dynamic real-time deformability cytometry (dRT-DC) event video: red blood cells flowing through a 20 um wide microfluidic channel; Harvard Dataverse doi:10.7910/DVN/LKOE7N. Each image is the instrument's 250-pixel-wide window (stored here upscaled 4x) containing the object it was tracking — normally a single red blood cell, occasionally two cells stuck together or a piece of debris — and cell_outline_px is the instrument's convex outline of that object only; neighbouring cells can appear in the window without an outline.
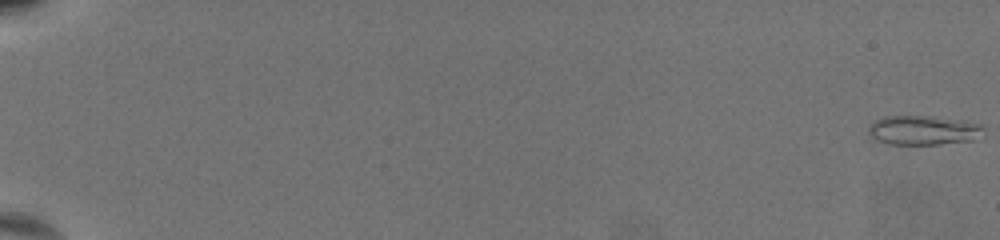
{"species": "common noctule bat (a hibernating species)", "species_latin": "Nyctalus noctula", "temperature_condition": "warm", "stored_images_in_passage": 72, "camera_frame_rate_fps": 3000, "um_per_image_px": 0.085, "animal": {"sex": "female", "body_mass_g": 19.5, "forearm_length_mm": 54.1}, "frame": {"image": 1, "passage_image": 1, "time_ms": 0.0, "image_size_px": [1000, 240], "cell_outline_px": [[984, 136], [972, 140], [940, 144], [888, 144], [876, 140], [868, 132], [868, 128], [876, 120], [884, 116], [932, 116], [968, 120], [984, 124]], "centroid_in_image_um": [78.58, 11.06], "position_along_channel_um": 6.4, "area_um2": 20.06}}
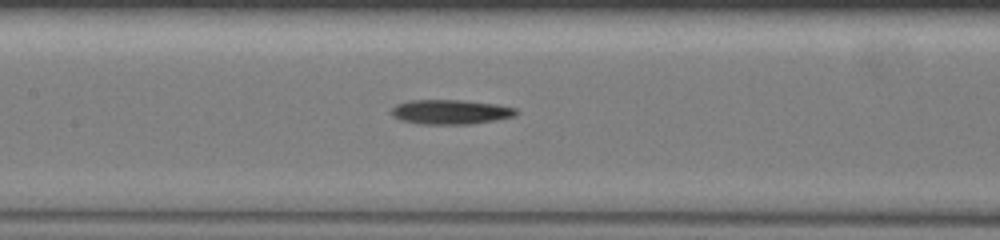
{"frame": {"image": 2, "passage_image": 39, "time_ms": 12.667, "image_size_px": [1000, 240], "cell_outline_px": [[520, 112], [516, 116], [496, 120], [472, 124], [416, 124], [400, 120], [392, 116], [392, 108], [396, 104], [412, 100], [460, 100], [496, 104], [516, 108]], "centroid_in_image_um": [38.32, 9.52], "position_along_channel_um": 169.1, "area_um2": 18.03}}
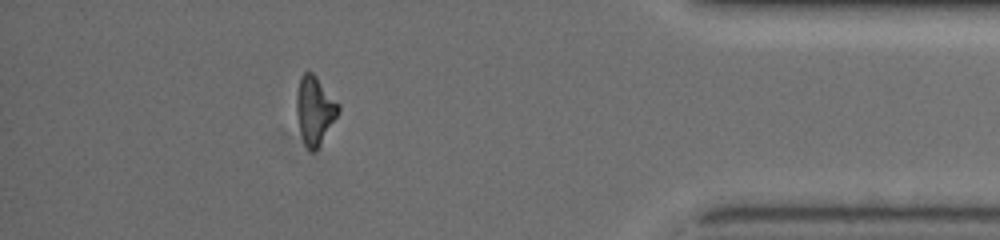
{"frame": {"image": 3, "passage_image": 65, "time_ms": 21.333, "image_size_px": [1000, 240], "cell_outline_px": [[340, 108], [336, 116], [316, 148], [312, 152], [304, 144], [300, 132], [296, 116], [296, 92], [300, 76], [304, 72], [312, 72], [316, 76], [340, 104]], "centroid_in_image_um": [26.71, 9.3], "position_along_channel_um": 408.5, "area_um2": 16.3}, "authors_computed_cell_mechanics": {"area_um2": 17.4556, "velocity_mm_per_s": 3.1469, "shape_relaxation_time_tau1_ms": 5.0034, "shape_relaxation_time_tau2_ms": null, "deformation_change_tau1": 0.1749, "deformation_change_tau2": null}}